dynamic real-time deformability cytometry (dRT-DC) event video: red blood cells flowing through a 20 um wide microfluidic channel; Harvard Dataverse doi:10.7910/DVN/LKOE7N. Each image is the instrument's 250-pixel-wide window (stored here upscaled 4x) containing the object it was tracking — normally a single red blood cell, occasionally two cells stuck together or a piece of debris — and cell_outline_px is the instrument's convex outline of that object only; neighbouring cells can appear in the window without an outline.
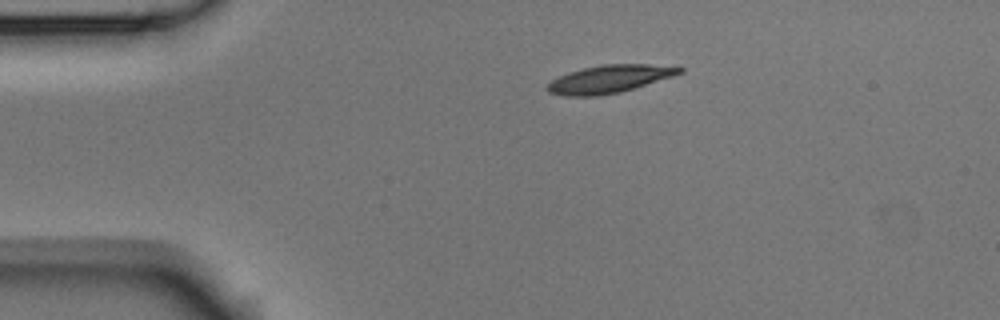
{"species": "Egyptian fruit bat (a non-hibernating species)", "species_latin": "Rousettus aegyptiacus", "temperature_condition": "room temperature", "stored_images_in_passage": 3, "camera_frame_rate_fps": 3000, "um_per_image_px": 0.085, "animal": {"sex": "male"}, "frame": {"image": 1, "passage_image": 3, "time_ms": 0.667, "image_size_px": [1000, 320], "cell_outline_px": [[684, 72], [672, 76], [620, 92], [596, 96], [564, 96], [548, 92], [544, 88], [552, 80], [568, 72], [600, 64], [648, 64], [684, 68]], "centroid_in_image_um": [51.75, 6.72], "position_along_channel_um": 33.3, "area_um2": 21.21}}